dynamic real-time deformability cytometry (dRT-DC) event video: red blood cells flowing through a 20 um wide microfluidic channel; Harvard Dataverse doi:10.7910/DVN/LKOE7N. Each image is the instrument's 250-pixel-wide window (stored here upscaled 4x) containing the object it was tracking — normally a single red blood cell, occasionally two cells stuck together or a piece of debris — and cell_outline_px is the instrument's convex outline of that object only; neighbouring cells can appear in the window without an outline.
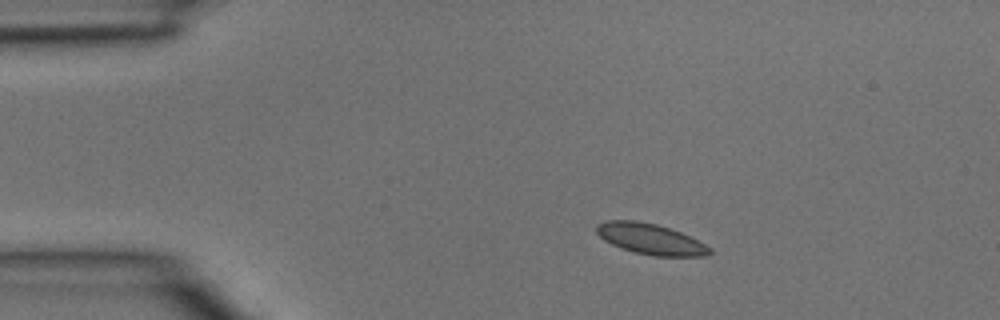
{"species": "common noctule bat (a hibernating species)", "species_latin": "Nyctalus noctula", "temperature_condition": "room temperature", "stored_images_in_passage": 3, "segment_of_instrument_passage": [1, 2], "camera_frame_rate_fps": 3000, "um_per_image_px": 0.085, "animal": {"sex": "male", "body_mass_g": 15.6}, "frame": {"image": 1, "passage_image": 1, "time_ms": 0.0, "image_size_px": [1000, 320], "cell_outline_px": [[712, 252], [708, 256], [652, 256], [620, 248], [604, 240], [596, 232], [596, 224], [604, 220], [636, 220], [656, 224], [680, 232], [712, 248]], "centroid_in_image_um": [55.26, 20.31], "position_along_channel_um": 29.7, "area_um2": 20.23}}